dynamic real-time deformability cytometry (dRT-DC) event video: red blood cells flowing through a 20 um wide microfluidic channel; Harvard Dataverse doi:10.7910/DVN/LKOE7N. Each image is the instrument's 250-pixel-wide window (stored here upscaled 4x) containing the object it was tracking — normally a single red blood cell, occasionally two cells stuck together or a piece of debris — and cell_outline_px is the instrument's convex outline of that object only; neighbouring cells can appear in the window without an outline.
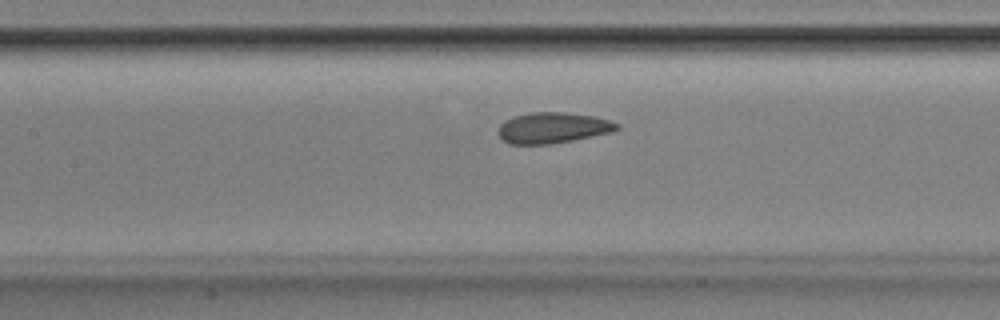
{"species": "Egyptian fruit bat (a non-hibernating species)", "species_latin": "Rousettus aegyptiacus", "temperature_condition": "room temperature", "stored_images_in_passage": 47, "camera_frame_rate_fps": 3000, "um_per_image_px": 0.085, "animal": {"sex": "male"}, "frame": {"image": 1, "passage_image": 19, "time_ms": 6.0, "image_size_px": [1000, 320], "cell_outline_px": [[620, 128], [612, 132], [552, 144], [508, 144], [496, 132], [500, 124], [504, 120], [512, 116], [532, 112], [564, 112], [596, 116], [620, 124]], "centroid_in_image_um": [46.97, 10.86], "position_along_channel_um": 160.4, "area_um2": 21.5}}
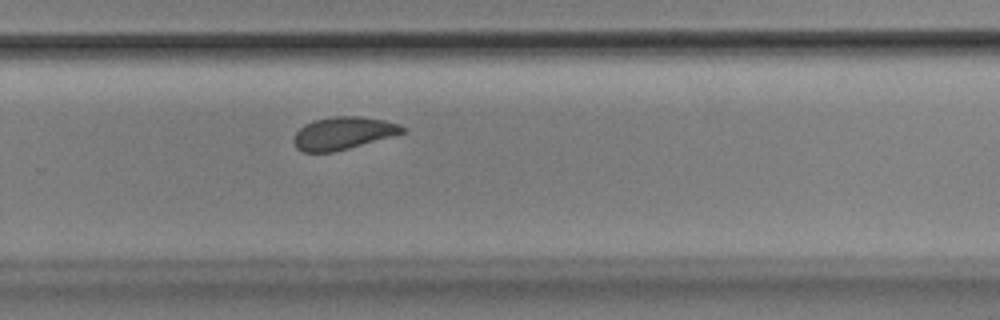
{"frame": {"image": 2, "passage_image": 30, "time_ms": 9.667, "image_size_px": [1000, 320], "cell_outline_px": [[408, 128], [404, 132], [392, 136], [348, 148], [332, 152], [304, 152], [296, 148], [292, 140], [296, 132], [304, 124], [316, 120], [332, 116], [360, 116], [384, 120], [400, 124]], "centroid_in_image_um": [29.16, 11.31], "position_along_channel_um": 300.6, "area_um2": 20.58}}
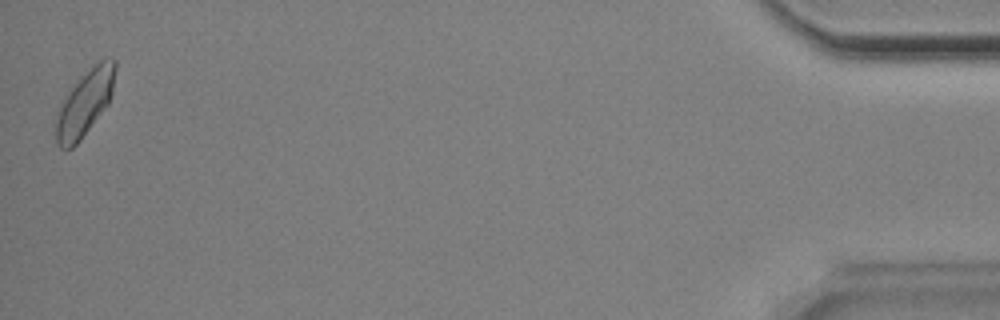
{"frame": {"image": 3, "passage_image": 47, "time_ms": 15.333, "image_size_px": [1000, 320], "cell_outline_px": [[116, 68], [112, 92], [108, 104], [80, 140], [72, 148], [60, 148], [56, 144], [56, 120], [60, 108], [68, 88], [100, 60], [116, 60]], "centroid_in_image_um": [7.2, 8.77], "position_along_channel_um": 428.0, "area_um2": 22.2}, "authors_computed_cell_mechanics": {"area_um2": 21.386, "velocity_mm_per_s": 3.833, "shape_relaxation_time_tau1_ms": 2.6066, "shape_relaxation_time_tau2_ms": 1.3758, "deformation_change_tau1": 0.0745, "deformation_change_tau2": 0.0429}}